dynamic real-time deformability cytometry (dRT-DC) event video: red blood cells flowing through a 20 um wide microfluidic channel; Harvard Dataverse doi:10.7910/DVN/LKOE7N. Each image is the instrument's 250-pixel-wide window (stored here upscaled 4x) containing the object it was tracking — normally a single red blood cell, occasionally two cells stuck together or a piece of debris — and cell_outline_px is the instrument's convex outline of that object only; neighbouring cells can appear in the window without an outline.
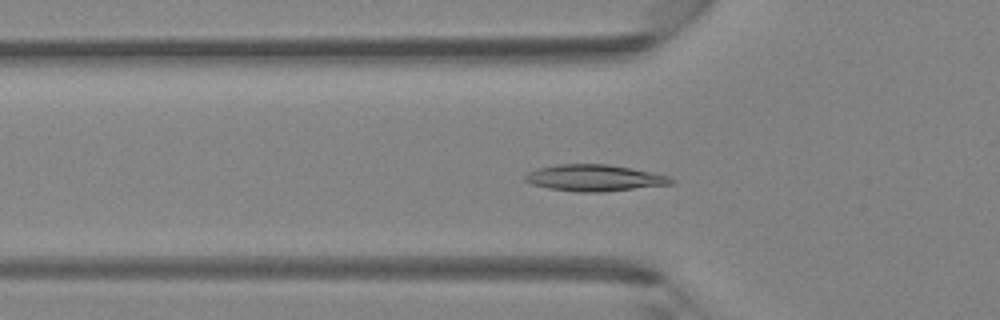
{"species": "Egyptian fruit bat (a non-hibernating species)", "species_latin": "Rousettus aegyptiacus", "temperature_condition": "room temperature", "stored_images_in_passage": 45, "camera_frame_rate_fps": 3000, "um_per_image_px": 0.085, "animal": {"sex": "female"}, "frame": {"image": 1, "passage_image": 15, "time_ms": 4.667, "image_size_px": [1000, 320], "cell_outline_px": [[676, 180], [672, 184], [604, 192], [576, 192], [548, 188], [532, 184], [524, 180], [524, 176], [528, 172], [540, 168], [556, 164], [608, 164], [632, 168], [668, 176]], "centroid_in_image_um": [50.53, 15.12], "position_along_channel_um": 75.3, "area_um2": 22.54}}
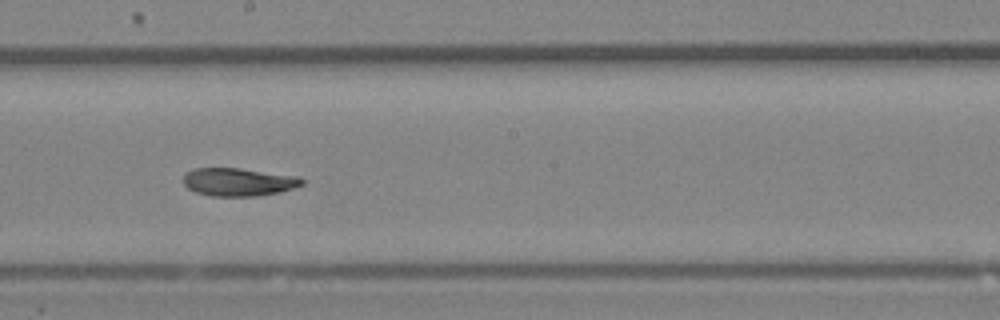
{"frame": {"image": 2, "passage_image": 25, "time_ms": 8.0, "image_size_px": [1000, 320], "cell_outline_px": [[304, 184], [280, 192], [256, 196], [212, 196], [196, 192], [188, 188], [180, 180], [192, 168], [240, 168], [300, 176], [304, 180]], "centroid_in_image_um": [20.27, 15.46], "position_along_channel_um": 227.9, "area_um2": 19.54}}
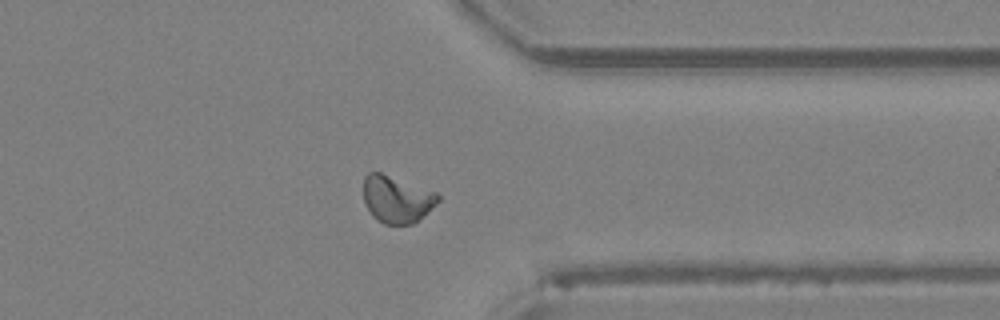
{"frame": {"image": 3, "passage_image": 35, "time_ms": 11.333, "image_size_px": [1000, 320], "cell_outline_px": [[440, 200], [436, 204], [412, 224], [384, 224], [376, 220], [372, 216], [364, 204], [364, 176], [368, 172], [380, 172], [436, 192], [440, 196]], "centroid_in_image_um": [33.69, 16.93], "position_along_channel_um": 377.7, "area_um2": 20.35}}